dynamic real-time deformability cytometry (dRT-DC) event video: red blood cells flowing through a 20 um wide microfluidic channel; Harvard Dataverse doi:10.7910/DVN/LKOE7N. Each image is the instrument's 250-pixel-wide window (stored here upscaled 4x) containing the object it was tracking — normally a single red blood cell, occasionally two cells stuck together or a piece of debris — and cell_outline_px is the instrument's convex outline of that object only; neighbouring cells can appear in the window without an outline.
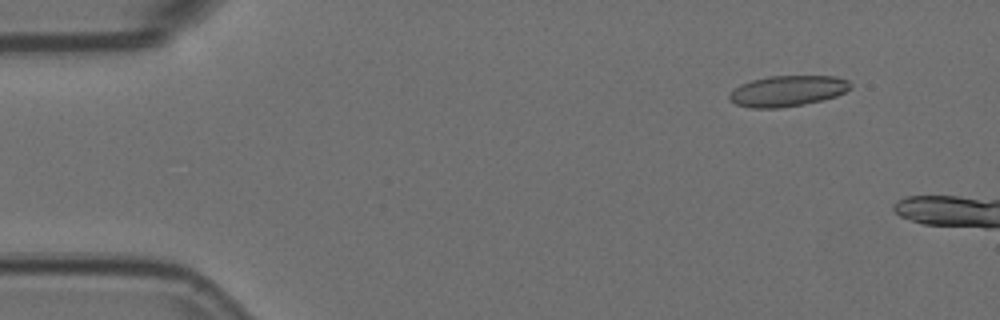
{"species": "Egyptian fruit bat (a non-hibernating species)", "species_latin": "Rousettus aegyptiacus", "temperature_condition": "room temperature", "stored_images_in_passage": 3, "camera_frame_rate_fps": 3000, "um_per_image_px": 0.085, "animal": {"sex": "female"}, "frame": {"image": 1, "passage_image": 1, "time_ms": 0.0, "image_size_px": [1000, 320], "cell_outline_px": [[852, 88], [836, 96], [824, 100], [804, 104], [776, 108], [752, 108], [736, 104], [728, 100], [728, 96], [740, 84], [752, 80], [768, 76], [836, 76], [848, 80], [852, 84]], "centroid_in_image_um": [66.96, 7.73], "position_along_channel_um": 18.0, "area_um2": 21.79}}